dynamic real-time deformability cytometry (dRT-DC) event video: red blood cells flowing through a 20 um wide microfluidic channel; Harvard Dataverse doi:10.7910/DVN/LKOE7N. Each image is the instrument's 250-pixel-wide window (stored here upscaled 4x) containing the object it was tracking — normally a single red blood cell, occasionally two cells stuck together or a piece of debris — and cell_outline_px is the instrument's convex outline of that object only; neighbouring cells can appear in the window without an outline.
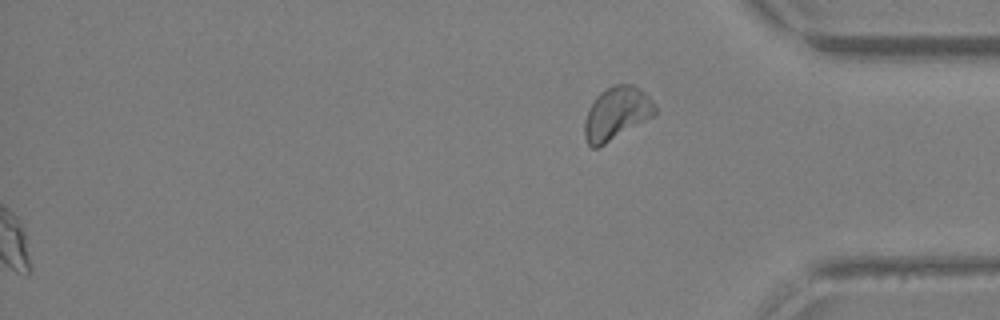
{"species": "Egyptian fruit bat (a non-hibernating species)", "species_latin": "Rousettus aegyptiacus", "temperature_condition": "warm", "stored_images_in_passage": 43, "segment_of_instrument_passage": [2, 2], "camera_frame_rate_fps": 3000, "um_per_image_px": 0.085, "animal": {"sex": "female"}, "frame": {"image": 1, "passage_image": 43, "time_ms": 14.0, "image_size_px": [1000, 320], "cell_outline_px": [[656, 112], [652, 116], [604, 144], [596, 148], [592, 148], [588, 144], [584, 136], [584, 124], [588, 108], [596, 96], [600, 92], [612, 84], [632, 84], [640, 88], [652, 100], [656, 108]], "centroid_in_image_um": [52.37, 9.61], "position_along_channel_um": 382.8, "area_um2": 21.5}}